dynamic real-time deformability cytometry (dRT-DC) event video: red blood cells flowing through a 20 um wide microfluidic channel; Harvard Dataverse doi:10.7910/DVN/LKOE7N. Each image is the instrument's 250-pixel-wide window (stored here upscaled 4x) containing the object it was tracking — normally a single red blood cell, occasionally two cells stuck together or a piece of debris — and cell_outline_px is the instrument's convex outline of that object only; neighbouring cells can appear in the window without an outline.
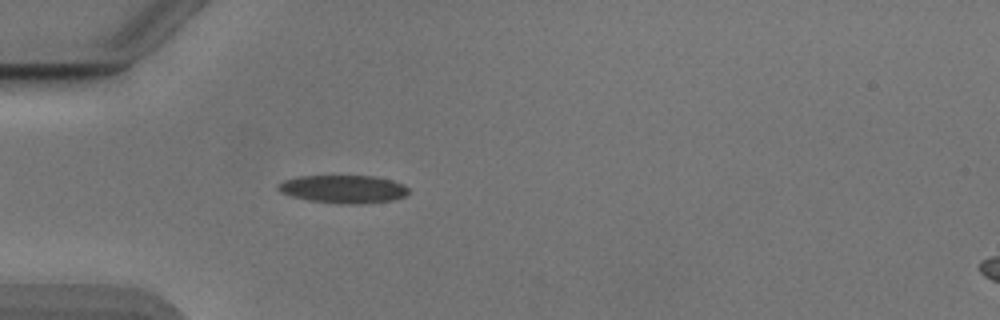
{"species": "Egyptian fruit bat (a non-hibernating species)", "species_latin": "Rousettus aegyptiacus", "temperature_condition": "cold", "stored_images_in_passage": 8, "camera_frame_rate_fps": 3000, "um_per_image_px": 0.085, "animal": {"sex": "male"}, "frame": {"image": 1, "passage_image": 4, "time_ms": 1.0, "image_size_px": [1000, 320], "cell_outline_px": [[408, 192], [404, 196], [392, 200], [360, 204], [344, 204], [308, 200], [292, 196], [280, 192], [276, 188], [284, 180], [300, 176], [376, 176], [392, 180], [404, 184], [408, 188]], "centroid_in_image_um": [29.2, 16.07], "position_along_channel_um": 55.8, "area_um2": 21.21}}
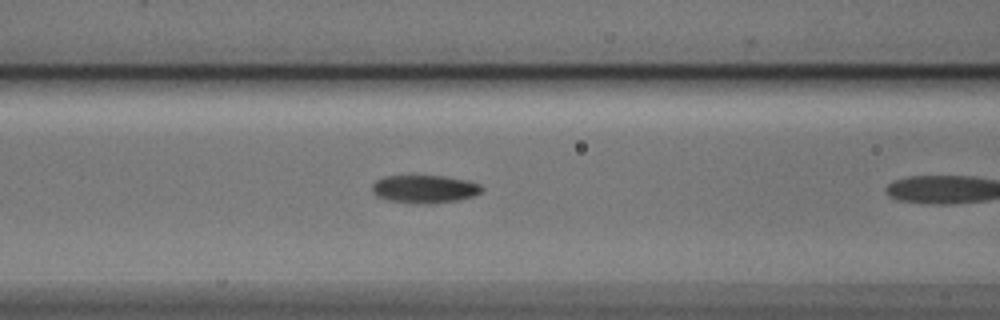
{"frame": {"image": 2, "passage_image": 7, "time_ms": 2.0, "image_size_px": [1000, 320], "cell_outline_px": [[484, 188], [476, 196], [460, 200], [424, 204], [416, 204], [388, 200], [376, 196], [372, 192], [372, 184], [376, 180], [384, 176], [444, 176], [468, 180], [480, 184]], "centroid_in_image_um": [36.1, 16.07], "position_along_channel_um": 130.5, "area_um2": 18.09}}